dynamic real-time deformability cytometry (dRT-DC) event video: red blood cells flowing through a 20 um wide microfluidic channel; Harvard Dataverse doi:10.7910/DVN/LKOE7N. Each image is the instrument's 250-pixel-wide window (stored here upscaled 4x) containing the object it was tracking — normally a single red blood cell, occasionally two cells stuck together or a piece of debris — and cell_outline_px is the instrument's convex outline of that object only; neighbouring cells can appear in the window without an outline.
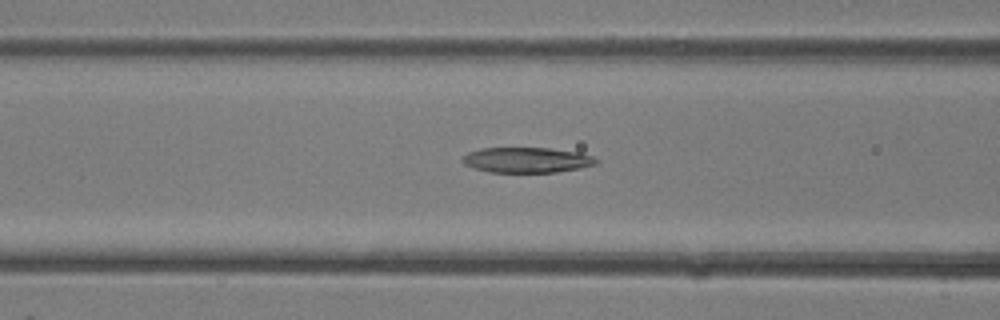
{"species": "common noctule bat (a hibernating species)", "species_latin": "Nyctalus noctula", "temperature_condition": "room temperature", "stored_images_in_passage": 32, "camera_frame_rate_fps": 3000, "um_per_image_px": 0.085, "animal": {"sex": "female"}, "frame": {"image": 1, "passage_image": 9, "time_ms": 2.667, "image_size_px": [1000, 320], "cell_outline_px": [[600, 160], [596, 164], [580, 168], [556, 172], [488, 172], [464, 164], [460, 160], [468, 152], [480, 148], [548, 148], [580, 152], [592, 156]], "centroid_in_image_um": [44.79, 13.59], "position_along_channel_um": 121.8, "area_um2": 19.77}}
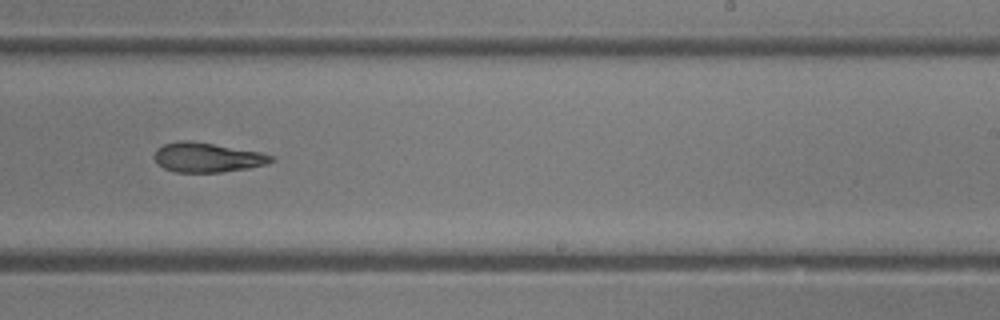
{"frame": {"image": 2, "passage_image": 17, "time_ms": 5.333, "image_size_px": [1000, 320], "cell_outline_px": [[272, 160], [264, 164], [248, 168], [220, 172], [176, 172], [164, 168], [156, 160], [156, 152], [164, 144], [176, 140], [192, 140], [260, 152], [272, 156]], "centroid_in_image_um": [17.6, 13.37], "position_along_channel_um": 271.4, "area_um2": 19.71}}
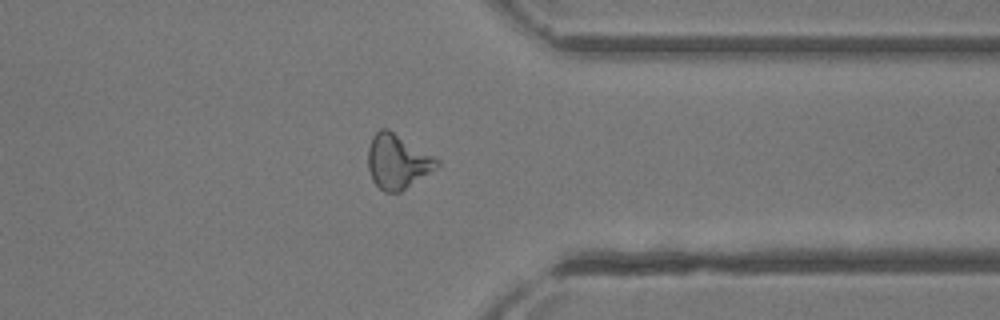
{"frame": {"image": 3, "passage_image": 23, "time_ms": 7.333, "image_size_px": [1000, 320], "cell_outline_px": [[440, 164], [400, 192], [384, 192], [372, 180], [368, 168], [368, 148], [372, 136], [380, 128], [388, 128], [440, 160]], "centroid_in_image_um": [33.75, 13.71], "position_along_channel_um": 377.7, "area_um2": 21.56}}